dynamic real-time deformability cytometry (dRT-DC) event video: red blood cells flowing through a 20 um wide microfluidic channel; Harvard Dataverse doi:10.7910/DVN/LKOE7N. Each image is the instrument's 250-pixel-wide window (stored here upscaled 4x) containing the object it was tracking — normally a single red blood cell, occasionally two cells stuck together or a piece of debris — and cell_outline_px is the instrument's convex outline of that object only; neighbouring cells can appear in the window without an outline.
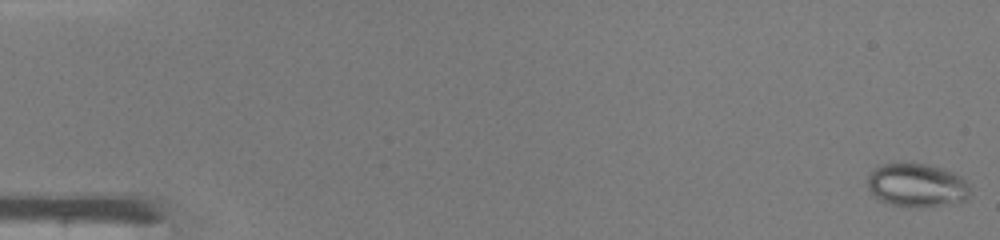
{"species": "common noctule bat (a hibernating species)", "species_latin": "Nyctalus noctula", "temperature_condition": "warm", "stored_images_in_passage": 10, "camera_frame_rate_fps": 3000, "um_per_image_px": 0.085, "animal": {"sex": "male", "body_mass_g": 19.0, "forearm_length_mm": 50.8}, "frame": {"image": 1, "passage_image": 1, "time_ms": 0.0, "image_size_px": [1000, 240], "cell_outline_px": [[968, 200], [920, 208], [892, 204], [880, 200], [868, 188], [868, 176], [880, 164], [892, 160], [904, 160], [928, 164], [944, 168], [960, 176], [968, 184]], "centroid_in_image_um": [77.9, 15.68], "position_along_channel_um": 7.1, "area_um2": 26.53}}